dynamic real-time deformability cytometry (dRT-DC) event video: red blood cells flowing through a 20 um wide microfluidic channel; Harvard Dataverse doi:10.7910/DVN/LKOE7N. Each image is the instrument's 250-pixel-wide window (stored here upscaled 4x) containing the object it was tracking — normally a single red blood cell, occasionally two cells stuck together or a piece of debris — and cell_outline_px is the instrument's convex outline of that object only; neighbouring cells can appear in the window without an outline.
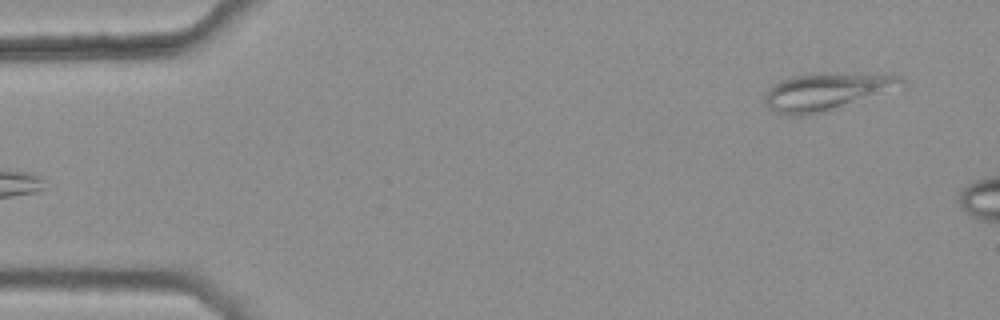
{"species": "common noctule bat (a hibernating species)", "species_latin": "Nyctalus noctula", "temperature_condition": "warm", "stored_images_in_passage": 4, "camera_frame_rate_fps": 3000, "um_per_image_px": 0.085, "animal": {"sex": "female", "body_mass_g": 25.1}, "frame": {"image": 1, "passage_image": 4, "time_ms": 1.0, "image_size_px": [1000, 320], "cell_outline_px": [[904, 88], [824, 112], [804, 116], [788, 116], [776, 112], [768, 108], [764, 104], [764, 96], [768, 88], [772, 84], [792, 76], [812, 72], [892, 72], [900, 76], [904, 80]], "centroid_in_image_um": [70.36, 7.74], "position_along_channel_um": 14.6, "area_um2": 31.44}}